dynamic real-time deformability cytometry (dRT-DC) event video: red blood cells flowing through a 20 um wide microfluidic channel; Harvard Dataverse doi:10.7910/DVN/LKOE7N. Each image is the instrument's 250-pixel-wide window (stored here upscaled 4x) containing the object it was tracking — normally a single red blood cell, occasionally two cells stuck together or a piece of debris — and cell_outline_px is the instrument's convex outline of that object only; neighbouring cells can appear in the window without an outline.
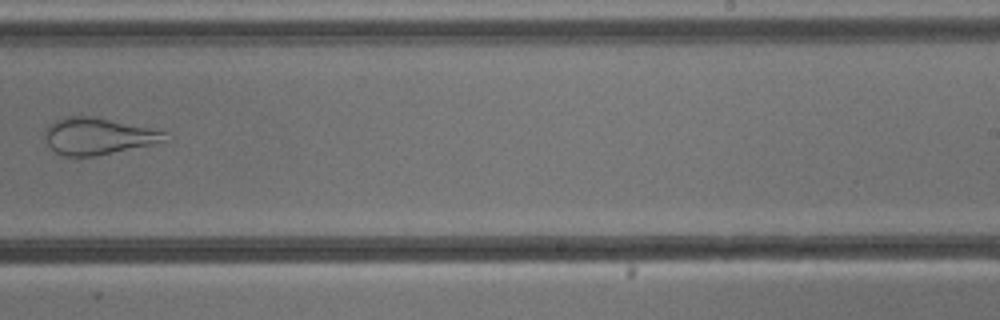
{"species": "common noctule bat (a hibernating species)", "species_latin": "Nyctalus noctula", "temperature_condition": "cold", "stored_images_in_passage": 8, "camera_frame_rate_fps": 3000, "um_per_image_px": 0.085, "animal": {"sex": "male", "body_mass_g": 13.3}, "frame": {"image": 1, "passage_image": 7, "time_ms": 7.0, "image_size_px": [1000, 320], "cell_outline_px": [[168, 132], [164, 140], [152, 144], [96, 156], [64, 156], [56, 152], [44, 140], [44, 128], [52, 120], [64, 116], [92, 116]], "centroid_in_image_um": [8.23, 11.56], "position_along_channel_um": 280.8, "area_um2": 25.61}}